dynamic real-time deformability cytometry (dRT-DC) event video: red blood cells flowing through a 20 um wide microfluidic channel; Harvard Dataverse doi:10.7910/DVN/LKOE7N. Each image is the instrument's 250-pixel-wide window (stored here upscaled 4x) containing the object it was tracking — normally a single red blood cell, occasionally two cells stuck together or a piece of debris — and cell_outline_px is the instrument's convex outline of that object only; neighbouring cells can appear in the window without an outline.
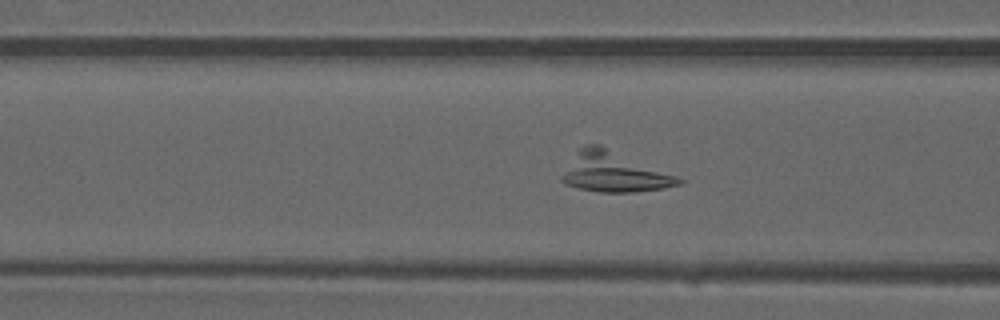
{"species": "common noctule bat (a hibernating species)", "species_latin": "Nyctalus noctula", "temperature_condition": "warm", "stored_images_in_passage": 52, "camera_frame_rate_fps": 3000, "um_per_image_px": 0.085, "animal": {"sex": "male", "forearm_length_mm": 52.5}, "frame": {"image": 1, "passage_image": 20, "time_ms": 6.333, "image_size_px": [1000, 320], "cell_outline_px": [[684, 180], [680, 184], [664, 188], [636, 192], [600, 192], [580, 188], [564, 184], [560, 180], [560, 176], [580, 148], [584, 144], [600, 144], [676, 176]], "centroid_in_image_um": [52.16, 14.63], "position_along_channel_um": 114.4, "area_um2": 26.93}}
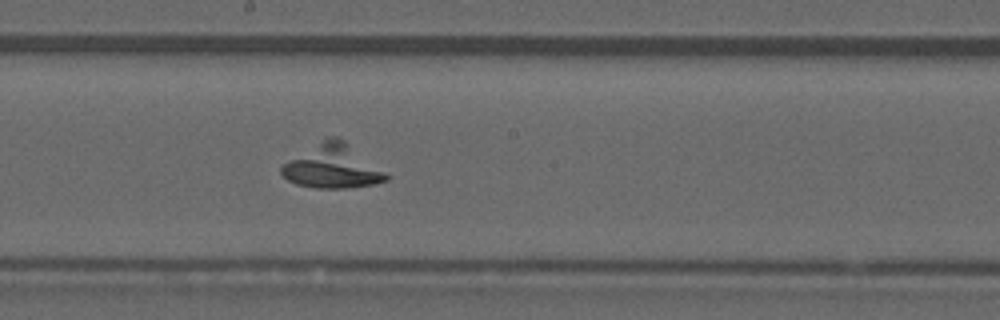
{"frame": {"image": 2, "passage_image": 28, "time_ms": 9.0, "image_size_px": [1000, 320], "cell_outline_px": [[388, 180], [376, 184], [344, 188], [316, 188], [296, 184], [288, 180], [280, 172], [280, 168], [284, 164], [328, 136], [336, 136], [344, 140], [384, 172], [388, 176]], "centroid_in_image_um": [28.26, 14.17], "position_along_channel_um": 219.9, "area_um2": 25.95}}
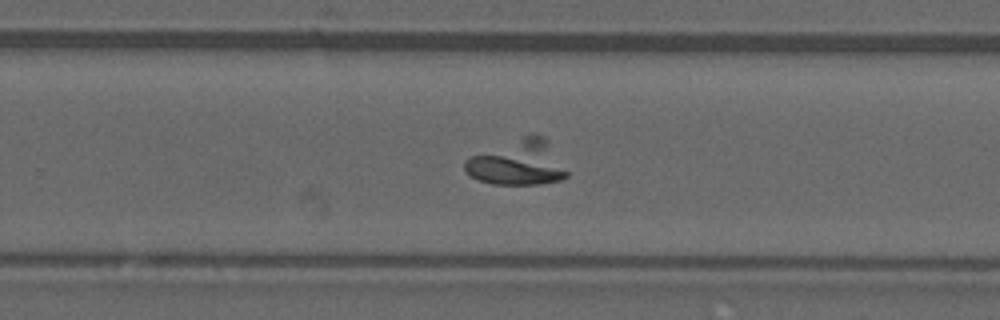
{"frame": {"image": 3, "passage_image": 33, "time_ms": 10.667, "image_size_px": [1000, 320], "cell_outline_px": [[568, 176], [560, 180], [540, 184], [492, 184], [480, 180], [472, 176], [464, 168], [464, 160], [472, 156], [532, 132], [536, 132], [544, 136], [548, 140], [568, 172]], "centroid_in_image_um": [44.05, 13.82], "position_along_channel_um": 285.7, "area_um2": 26.76}}